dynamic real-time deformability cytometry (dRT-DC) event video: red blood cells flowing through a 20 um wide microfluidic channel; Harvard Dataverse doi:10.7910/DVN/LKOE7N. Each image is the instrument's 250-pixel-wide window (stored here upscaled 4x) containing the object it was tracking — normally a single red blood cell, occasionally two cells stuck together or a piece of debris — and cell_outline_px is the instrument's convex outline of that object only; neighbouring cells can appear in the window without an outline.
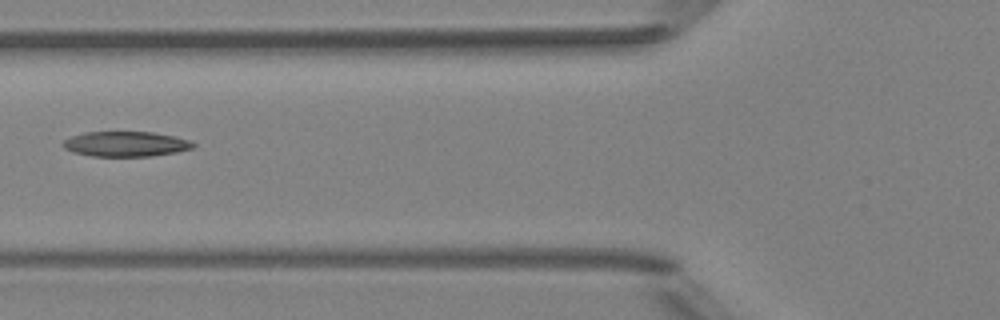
{"species": "Egyptian fruit bat (a non-hibernating species)", "species_latin": "Rousettus aegyptiacus", "temperature_condition": "room temperature", "stored_images_in_passage": 4, "camera_frame_rate_fps": 3000, "um_per_image_px": 0.085, "animal": {"sex": "female"}, "frame": {"image": 1, "passage_image": 3, "time_ms": 2.333, "image_size_px": [1000, 320], "cell_outline_px": [[196, 144], [192, 148], [176, 152], [152, 156], [92, 156], [72, 152], [64, 148], [60, 144], [64, 140], [72, 136], [84, 132], [152, 132], [172, 136], [188, 140]], "centroid_in_image_um": [10.64, 12.24], "position_along_channel_um": 115.2, "area_um2": 18.96}}
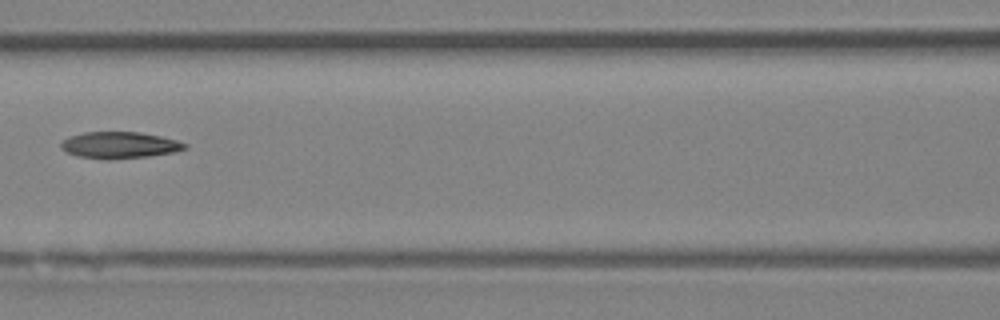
{"frame": {"image": 2, "passage_image": 4, "time_ms": 3.333, "image_size_px": [1000, 320], "cell_outline_px": [[188, 148], [172, 152], [148, 156], [108, 160], [76, 156], [60, 148], [60, 144], [68, 136], [84, 132], [140, 132], [160, 136], [176, 140], [188, 144]], "centroid_in_image_um": [10.14, 12.33], "position_along_channel_um": 156.5, "area_um2": 19.19}}